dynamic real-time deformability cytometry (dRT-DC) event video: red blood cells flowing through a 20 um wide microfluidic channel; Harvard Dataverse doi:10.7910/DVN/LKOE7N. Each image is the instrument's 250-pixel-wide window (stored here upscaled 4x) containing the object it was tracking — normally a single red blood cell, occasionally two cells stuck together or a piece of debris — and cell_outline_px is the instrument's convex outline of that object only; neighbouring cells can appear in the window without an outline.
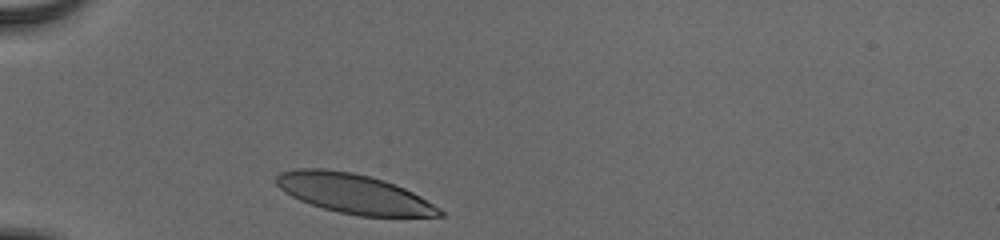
{"species": "human", "species_latin": "Homo sapiens", "temperature_condition": "cold", "stored_images_in_passage": 30, "camera_frame_rate_fps": 3000, "um_per_image_px": 0.085, "donor": {"sex": "male"}, "frame": {"image": 1, "passage_image": 1, "time_ms": 0.0, "image_size_px": [1000, 240], "cell_outline_px": [[444, 216], [360, 216], [340, 212], [324, 208], [300, 200], [284, 192], [276, 184], [276, 176], [280, 172], [296, 168], [324, 168], [352, 172], [384, 180], [404, 188], [420, 196], [440, 208], [444, 212]], "centroid_in_image_um": [30.06, 16.45], "position_along_channel_um": 54.9, "area_um2": 37.4}}
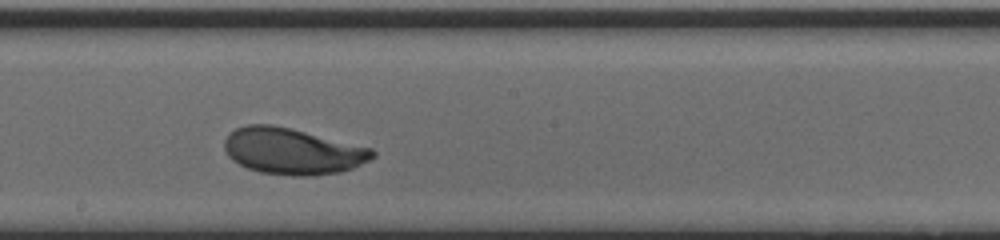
{"frame": {"image": 2, "passage_image": 16, "time_ms": 5.0, "image_size_px": [1000, 240], "cell_outline_px": [[376, 156], [352, 168], [340, 172], [312, 176], [292, 176], [260, 172], [248, 168], [232, 160], [228, 156], [224, 148], [224, 140], [236, 128], [244, 124], [272, 124], [372, 148], [376, 152]], "centroid_in_image_um": [24.84, 12.86], "position_along_channel_um": 223.4, "area_um2": 39.77}}
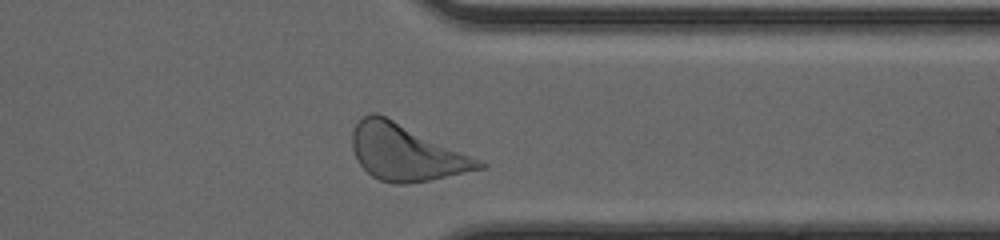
{"frame": {"image": 3, "passage_image": 28, "time_ms": 9.0, "image_size_px": [1000, 240], "cell_outline_px": [[488, 168], [428, 180], [404, 184], [396, 184], [380, 180], [372, 176], [356, 160], [352, 148], [352, 132], [356, 124], [364, 116], [372, 112], [376, 112], [480, 160], [488, 164]], "centroid_in_image_um": [34.49, 12.98], "position_along_channel_um": 376.9, "area_um2": 40.81}, "authors_computed_cell_mechanics": {"area_um2": 38.9283, "velocity_mm_per_s": 3.831, "shape_relaxation_time_tau1_ms": 2.7463, "shape_relaxation_time_tau2_ms": null, "deformation_change_tau1": 0.1562, "deformation_change_tau2": null}}